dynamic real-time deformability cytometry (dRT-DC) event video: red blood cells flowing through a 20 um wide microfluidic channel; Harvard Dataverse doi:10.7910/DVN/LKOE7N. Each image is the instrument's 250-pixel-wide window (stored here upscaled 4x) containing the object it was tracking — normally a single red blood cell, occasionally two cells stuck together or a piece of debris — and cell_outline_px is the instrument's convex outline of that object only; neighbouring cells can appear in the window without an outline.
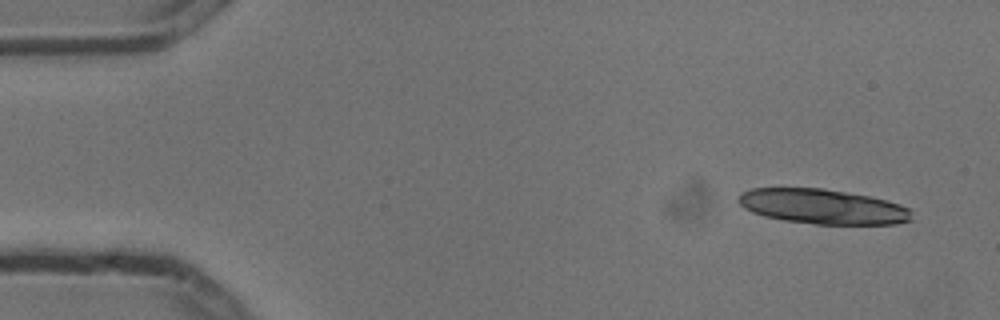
{"species": "common noctule bat (a hibernating species)", "species_latin": "Nyctalus noctula", "temperature_condition": "cold", "stored_images_in_passage": 8, "camera_frame_rate_fps": 3000, "um_per_image_px": 0.085, "animal": {"sex": "male", "body_mass_g": 13.3}, "frame": {"image": 1, "passage_image": 1, "time_ms": 0.0, "image_size_px": [1000, 320], "cell_outline_px": [[912, 220], [896, 224], [816, 224], [784, 220], [764, 216], [752, 212], [744, 208], [736, 200], [736, 196], [740, 192], [752, 188], [824, 188], [868, 196], [888, 200], [900, 204], [908, 208], [912, 212]], "centroid_in_image_um": [69.91, 17.55], "position_along_channel_um": 15.1, "area_um2": 35.43}}
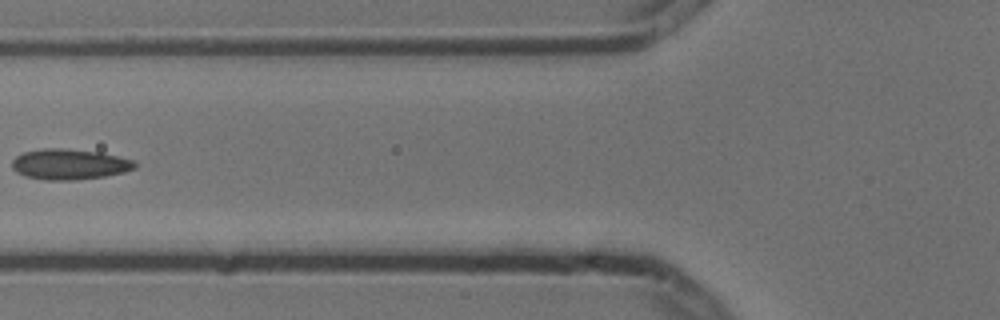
{"frame": {"image": 2, "passage_image": 6, "time_ms": 1.667, "image_size_px": [1000, 320], "cell_outline_px": [[136, 168], [124, 172], [104, 176], [76, 180], [44, 180], [24, 176], [16, 172], [12, 168], [12, 160], [16, 156], [24, 152], [44, 148], [64, 148], [100, 152], [132, 160], [136, 164]], "centroid_in_image_um": [5.86, 13.96], "position_along_channel_um": 119.9, "area_um2": 21.91}}
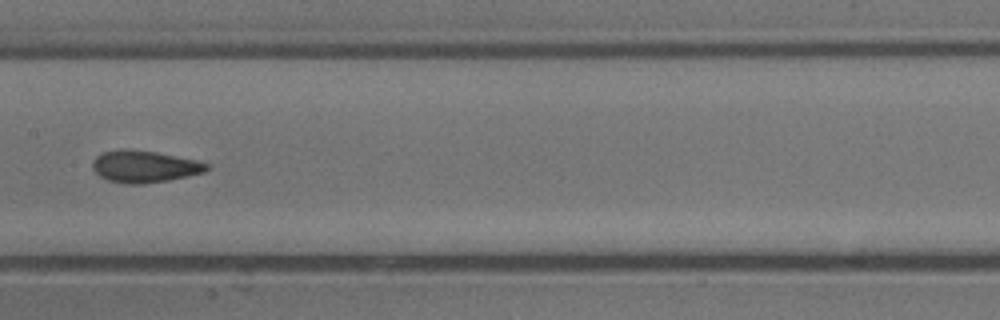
{"frame": {"image": 3, "passage_image": 8, "time_ms": 2.333, "image_size_px": [1000, 320], "cell_outline_px": [[208, 168], [204, 172], [188, 176], [168, 180], [140, 184], [128, 184], [108, 180], [100, 176], [92, 168], [92, 164], [96, 156], [104, 152], [120, 148], [124, 148], [156, 152], [196, 160], [208, 164]], "centroid_in_image_um": [12.25, 14.14], "position_along_channel_um": 195.1, "area_um2": 21.1}}